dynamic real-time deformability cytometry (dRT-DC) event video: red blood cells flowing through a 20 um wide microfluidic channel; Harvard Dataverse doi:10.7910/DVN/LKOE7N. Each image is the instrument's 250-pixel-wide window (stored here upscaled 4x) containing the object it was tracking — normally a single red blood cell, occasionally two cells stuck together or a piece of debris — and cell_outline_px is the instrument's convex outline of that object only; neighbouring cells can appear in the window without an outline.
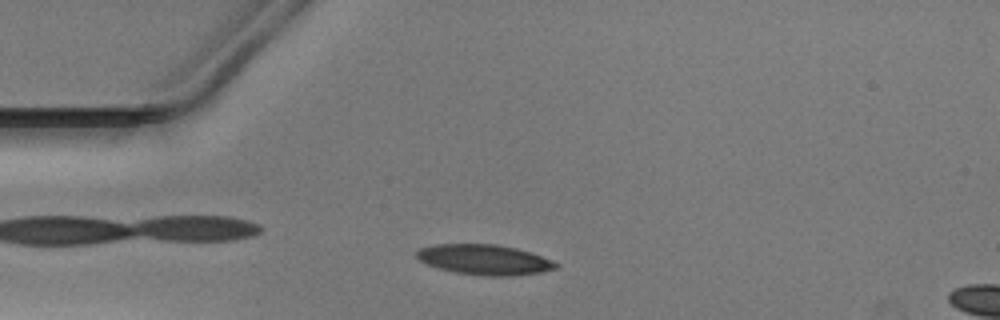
{"species": "Egyptian fruit bat (a non-hibernating species)", "species_latin": "Rousettus aegyptiacus", "temperature_condition": "warm", "stored_images_in_passage": 37, "camera_frame_rate_fps": 3000, "um_per_image_px": 0.085, "animal": {"sex": "male"}, "frame": {"image": 1, "passage_image": 9, "time_ms": 2.667, "image_size_px": [1000, 320], "cell_outline_px": [[560, 264], [556, 268], [540, 272], [504, 276], [484, 276], [456, 272], [440, 268], [428, 264], [420, 260], [416, 256], [416, 252], [420, 248], [432, 244], [496, 244], [516, 248], [532, 252], [552, 260]], "centroid_in_image_um": [41.18, 22.06], "position_along_channel_um": 43.8, "area_um2": 24.39}}
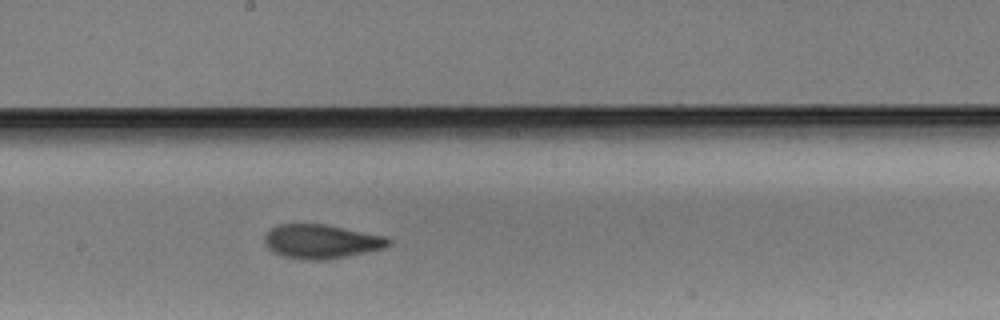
{"frame": {"image": 2, "passage_image": 24, "time_ms": 7.667, "image_size_px": [1000, 320], "cell_outline_px": [[392, 240], [384, 248], [368, 252], [328, 260], [300, 260], [284, 256], [268, 248], [264, 240], [264, 236], [272, 228], [280, 224], [324, 224], [384, 236]], "centroid_in_image_um": [27.31, 20.54], "position_along_channel_um": 220.9, "area_um2": 24.45}}
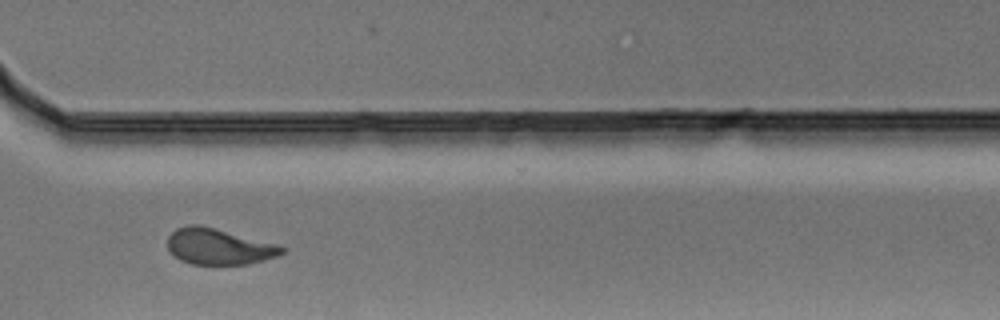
{"frame": {"image": 3, "passage_image": 34, "time_ms": 11.0, "image_size_px": [1000, 320], "cell_outline_px": [[284, 252], [276, 256], [248, 264], [192, 264], [180, 260], [168, 248], [168, 236], [176, 228], [188, 224], [196, 224], [212, 228], [272, 244], [284, 248]], "centroid_in_image_um": [18.51, 20.97], "position_along_channel_um": 352.1, "area_um2": 23.12}}